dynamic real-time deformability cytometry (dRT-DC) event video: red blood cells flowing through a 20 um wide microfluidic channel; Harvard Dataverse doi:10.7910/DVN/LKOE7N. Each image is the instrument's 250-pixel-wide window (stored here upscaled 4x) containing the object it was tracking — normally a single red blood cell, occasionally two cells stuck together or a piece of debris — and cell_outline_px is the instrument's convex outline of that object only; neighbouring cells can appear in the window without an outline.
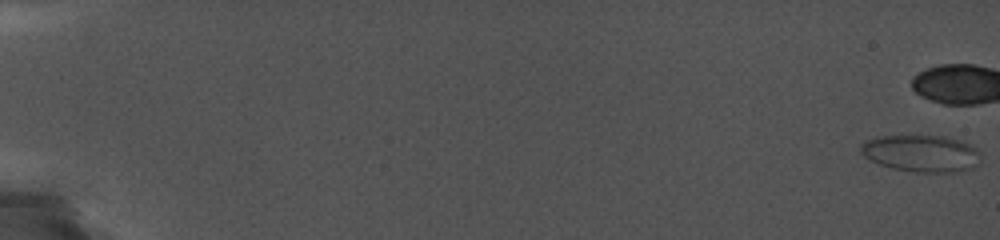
{"species": "common noctule bat (a hibernating species)", "species_latin": "Nyctalus noctula", "temperature_condition": "cold", "stored_images_in_passage": 19, "camera_frame_rate_fps": 5000, "um_per_image_px": 0.085, "animal": {"sex": "female", "body_mass_g": 19.0, "forearm_length_mm": 56.7}, "frame": {"image": 1, "passage_image": 1, "time_ms": 0.0, "image_size_px": [1000, 240], "cell_outline_px": [[976, 164], [972, 168], [956, 172], [916, 172], [892, 168], [880, 164], [864, 156], [860, 152], [860, 144], [868, 140], [880, 136], [944, 136], [960, 140], [976, 148]], "centroid_in_image_um": [78.26, 13.03], "position_along_channel_um": 6.7, "area_um2": 25.32}}